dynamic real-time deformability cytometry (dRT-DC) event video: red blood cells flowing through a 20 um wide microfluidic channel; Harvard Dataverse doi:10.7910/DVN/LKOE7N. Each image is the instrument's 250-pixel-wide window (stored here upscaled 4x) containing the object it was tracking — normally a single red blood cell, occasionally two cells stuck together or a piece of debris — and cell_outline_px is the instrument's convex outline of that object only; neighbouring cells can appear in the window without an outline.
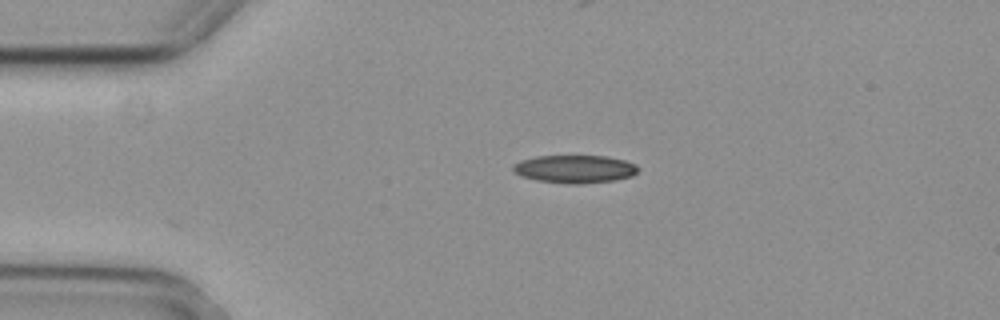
{"species": "common noctule bat (a hibernating species)", "species_latin": "Nyctalus noctula", "temperature_condition": "cold", "stored_images_in_passage": 3, "camera_frame_rate_fps": 3000, "um_per_image_px": 0.085, "animal": {"sex": "female", "body_mass_g": 29.2, "forearm_length_mm": 56.3}, "frame": {"image": 1, "passage_image": 1, "time_ms": 0.0, "image_size_px": [1000, 320], "cell_outline_px": [[640, 168], [632, 176], [616, 180], [580, 184], [568, 184], [536, 180], [520, 176], [512, 172], [512, 164], [520, 160], [536, 156], [604, 156], [624, 160], [636, 164]], "centroid_in_image_um": [48.82, 14.37], "position_along_channel_um": 36.2, "area_um2": 20.58}}
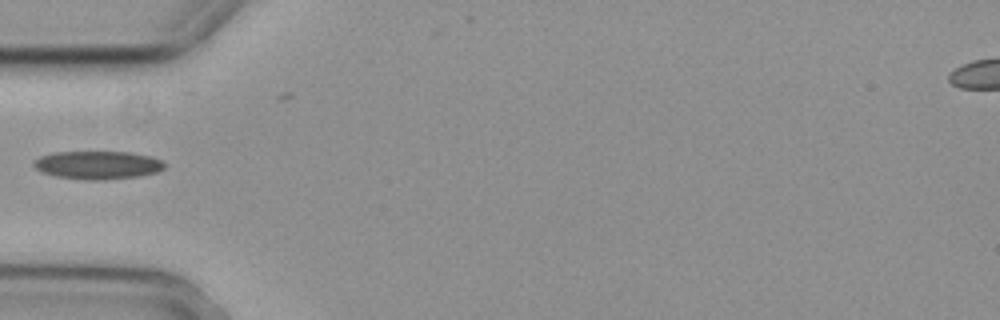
{"frame": {"image": 2, "passage_image": 2, "time_ms": 0.333, "image_size_px": [1000, 320], "cell_outline_px": [[164, 168], [156, 172], [140, 176], [104, 180], [88, 180], [56, 176], [40, 172], [32, 164], [32, 160], [40, 156], [52, 152], [132, 152], [152, 156], [160, 160], [164, 164]], "centroid_in_image_um": [8.27, 14.02], "position_along_channel_um": 76.7, "area_um2": 21.62}}